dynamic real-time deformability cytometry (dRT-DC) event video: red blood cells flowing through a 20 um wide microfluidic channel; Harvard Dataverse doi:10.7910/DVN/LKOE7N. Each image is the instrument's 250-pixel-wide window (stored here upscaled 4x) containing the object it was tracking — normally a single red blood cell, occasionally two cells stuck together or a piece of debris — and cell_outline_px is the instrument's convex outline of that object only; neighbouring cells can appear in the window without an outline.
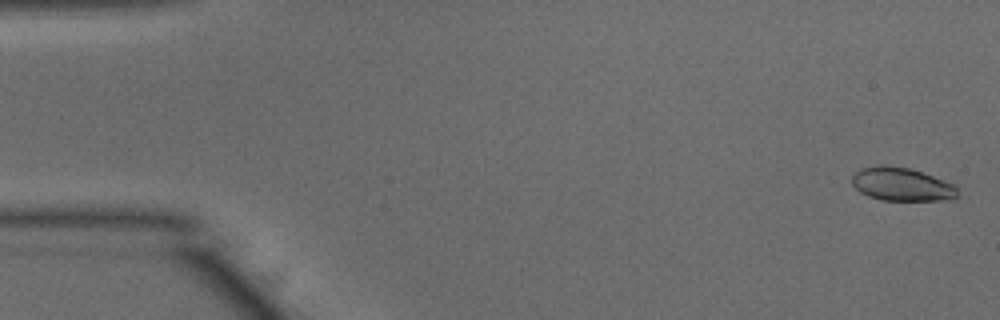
{"species": "common noctule bat (a hibernating species)", "species_latin": "Nyctalus noctula", "temperature_condition": "warm", "stored_images_in_passage": 53, "camera_frame_rate_fps": 3000, "um_per_image_px": 0.085, "animal": {"sex": "male", "body_mass_g": 15.6}, "frame": {"image": 1, "passage_image": 2, "time_ms": 0.333, "image_size_px": [1000, 320], "cell_outline_px": [[960, 196], [940, 200], [880, 200], [868, 196], [860, 192], [852, 184], [852, 176], [856, 172], [864, 168], [880, 164], [884, 164], [908, 168], [932, 176], [952, 184], [956, 188]], "centroid_in_image_um": [76.6, 15.67], "position_along_channel_um": 8.4, "area_um2": 20.23}}
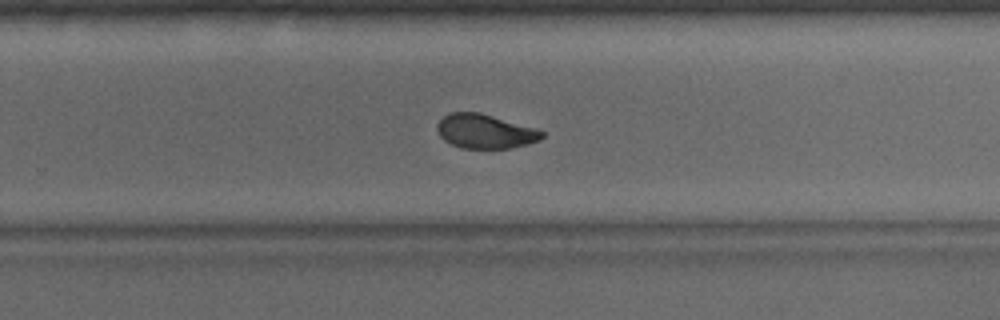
{"frame": {"image": 2, "passage_image": 34, "time_ms": 11.0, "image_size_px": [1000, 320], "cell_outline_px": [[544, 136], [540, 140], [528, 144], [512, 148], [460, 148], [444, 140], [440, 136], [436, 128], [436, 124], [444, 116], [452, 112], [480, 112], [536, 128], [544, 132]], "centroid_in_image_um": [41.24, 11.16], "position_along_channel_um": 288.6, "area_um2": 20.98}}
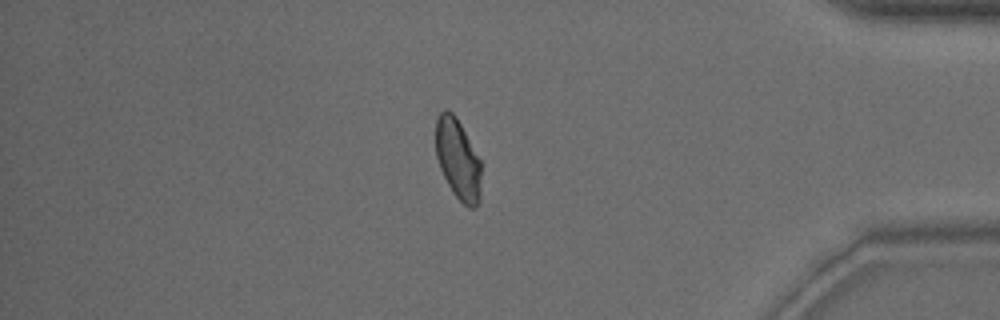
{"frame": {"image": 3, "passage_image": 45, "time_ms": 14.667, "image_size_px": [1000, 320], "cell_outline_px": [[480, 200], [476, 208], [468, 208], [452, 192], [440, 168], [436, 156], [436, 120], [440, 112], [444, 108], [452, 112], [456, 116], [480, 160]], "centroid_in_image_um": [38.91, 13.54], "position_along_channel_um": 396.3, "area_um2": 21.21}, "authors_computed_cell_mechanics": {"area_um2": 21.8484, "velocity_mm_per_s": 3.8636, "shape_relaxation_time_tau1_ms": 3.1063, "shape_relaxation_time_tau2_ms": 1.311, "deformation_change_tau1": 0.1371, "deformation_change_tau2": 0.0513}}